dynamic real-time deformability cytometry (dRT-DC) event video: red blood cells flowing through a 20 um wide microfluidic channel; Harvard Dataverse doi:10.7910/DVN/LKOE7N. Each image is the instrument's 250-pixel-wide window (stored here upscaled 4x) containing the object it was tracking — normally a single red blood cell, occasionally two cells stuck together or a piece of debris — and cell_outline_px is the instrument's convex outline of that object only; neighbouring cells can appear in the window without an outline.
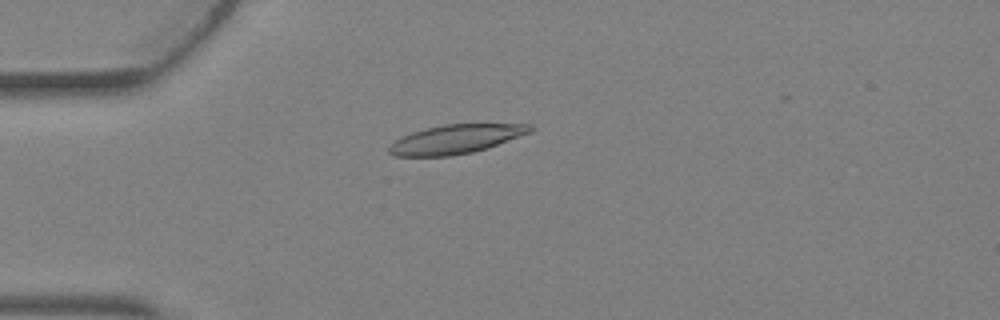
{"species": "Egyptian fruit bat (a non-hibernating species)", "species_latin": "Rousettus aegyptiacus", "temperature_condition": "warm", "stored_images_in_passage": 4, "camera_frame_rate_fps": 3000, "um_per_image_px": 0.085, "animal": {"sex": "female"}, "frame": {"image": 1, "passage_image": 4, "time_ms": 1.0, "image_size_px": [1000, 320], "cell_outline_px": [[536, 128], [532, 132], [488, 148], [472, 152], [452, 156], [396, 156], [388, 152], [388, 148], [396, 140], [412, 132], [424, 128], [444, 124], [532, 124]], "centroid_in_image_um": [38.8, 11.82], "position_along_channel_um": 46.2, "area_um2": 23.87}}